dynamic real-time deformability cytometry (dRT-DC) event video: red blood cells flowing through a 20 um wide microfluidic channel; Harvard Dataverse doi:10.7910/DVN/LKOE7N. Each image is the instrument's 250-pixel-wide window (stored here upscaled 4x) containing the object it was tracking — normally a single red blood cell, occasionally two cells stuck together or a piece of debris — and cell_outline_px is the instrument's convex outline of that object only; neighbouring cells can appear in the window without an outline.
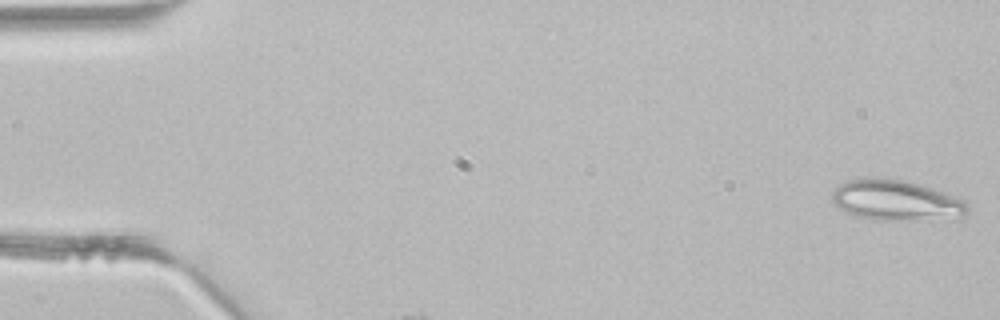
{"species": "common noctule bat (a hibernating species)", "species_latin": "Nyctalus noctula", "temperature_condition": "room temperature", "stored_images_in_passage": 4, "camera_frame_rate_fps": 3000, "um_per_image_px": 0.085, "animal": {"sex": "male", "body_mass_g": 21.5, "forearm_length_mm": 52.0}, "frame": {"image": 1, "passage_image": 1, "time_ms": 0.0, "image_size_px": [1000, 320], "cell_outline_px": [[968, 212], [896, 220], [872, 220], [852, 216], [840, 208], [832, 200], [832, 192], [840, 184], [848, 180], [864, 176], [876, 176], [904, 180], [920, 184], [944, 192], [964, 200], [968, 204]], "centroid_in_image_um": [75.98, 16.96], "position_along_channel_um": 9.0, "area_um2": 31.15}}